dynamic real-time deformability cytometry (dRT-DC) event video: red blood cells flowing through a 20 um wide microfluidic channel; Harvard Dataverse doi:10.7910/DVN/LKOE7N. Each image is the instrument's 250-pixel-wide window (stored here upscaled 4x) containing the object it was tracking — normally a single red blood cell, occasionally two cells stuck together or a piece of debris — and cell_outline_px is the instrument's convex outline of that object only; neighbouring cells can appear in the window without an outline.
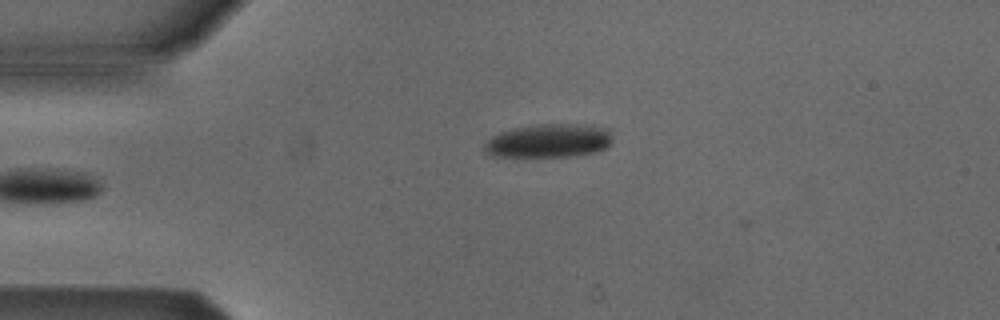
{"species": "Egyptian fruit bat (a non-hibernating species)", "species_latin": "Rousettus aegyptiacus", "temperature_condition": "cold", "stored_images_in_passage": 4, "camera_frame_rate_fps": 3000, "um_per_image_px": 0.085, "animal": {"sex": "male"}, "frame": {"image": 1, "passage_image": 4, "time_ms": 4.0, "image_size_px": [1000, 320], "cell_outline_px": [[612, 140], [604, 148], [596, 152], [568, 156], [492, 156], [484, 152], [484, 144], [492, 136], [500, 132], [512, 128], [540, 124], [576, 124], [608, 128], [612, 136]], "centroid_in_image_um": [46.62, 11.96], "position_along_channel_um": 38.4, "area_um2": 24.91}}